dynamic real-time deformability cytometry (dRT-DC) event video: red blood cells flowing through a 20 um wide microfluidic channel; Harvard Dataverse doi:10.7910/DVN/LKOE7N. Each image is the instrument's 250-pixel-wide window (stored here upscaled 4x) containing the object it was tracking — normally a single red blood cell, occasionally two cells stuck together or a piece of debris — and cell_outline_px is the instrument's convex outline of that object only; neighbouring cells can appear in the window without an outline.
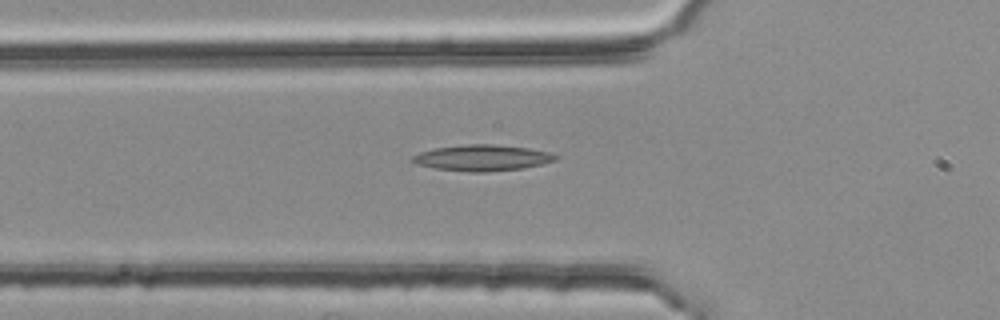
{"species": "common noctule bat (a hibernating species)", "species_latin": "Nyctalus noctula", "temperature_condition": "room temperature", "stored_images_in_passage": 43, "camera_frame_rate_fps": 3000, "um_per_image_px": 0.085, "animal": {"sex": "female", "body_mass_g": 25.1}, "frame": {"image": 1, "passage_image": 8, "time_ms": 2.333, "image_size_px": [1000, 320], "cell_outline_px": [[560, 156], [556, 160], [524, 168], [488, 172], [468, 172], [436, 168], [416, 164], [408, 160], [412, 156], [420, 152], [436, 148], [464, 144], [492, 144], [528, 148], [552, 152]], "centroid_in_image_um": [41.0, 13.41], "position_along_channel_um": 84.8, "area_um2": 21.85}}
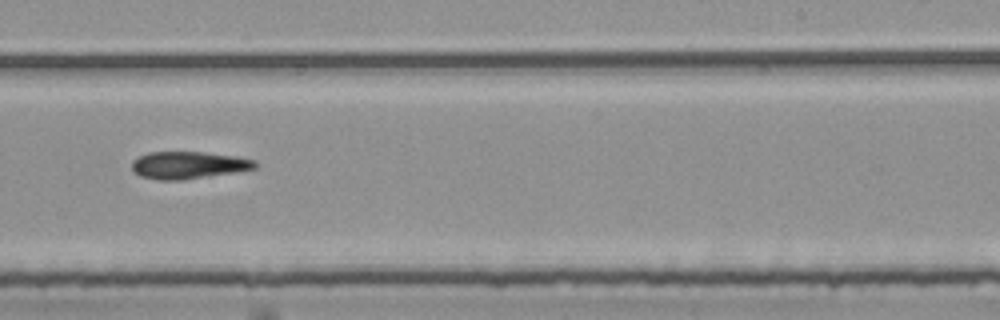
{"frame": {"image": 2, "passage_image": 23, "time_ms": 7.333, "image_size_px": [1000, 320], "cell_outline_px": [[260, 164], [256, 168], [184, 180], [156, 180], [140, 176], [132, 168], [132, 160], [148, 152], [204, 152], [236, 156], [256, 160]], "centroid_in_image_um": [16.02, 14.03], "position_along_channel_um": 273.0, "area_um2": 19.59}}
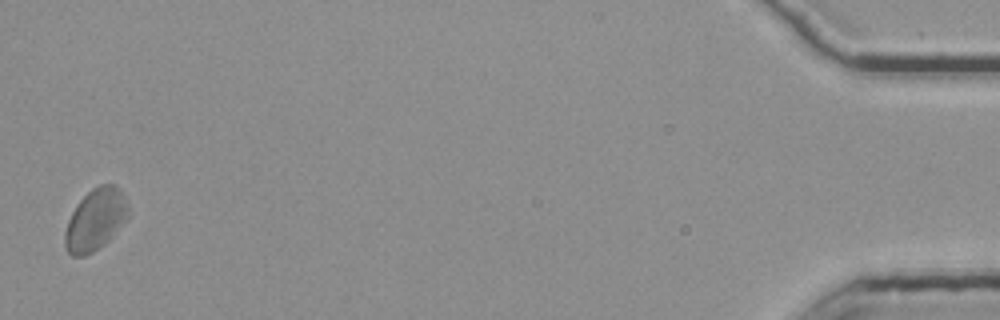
{"frame": {"image": 3, "passage_image": 43, "time_ms": 14.0, "image_size_px": [1000, 320], "cell_outline_px": [[132, 216], [104, 244], [92, 252], [84, 256], [72, 256], [64, 248], [64, 232], [68, 220], [76, 204], [92, 188], [100, 184], [112, 184], [120, 188], [132, 212]], "centroid_in_image_um": [8.15, 18.66], "position_along_channel_um": 427.1, "area_um2": 23.24}}